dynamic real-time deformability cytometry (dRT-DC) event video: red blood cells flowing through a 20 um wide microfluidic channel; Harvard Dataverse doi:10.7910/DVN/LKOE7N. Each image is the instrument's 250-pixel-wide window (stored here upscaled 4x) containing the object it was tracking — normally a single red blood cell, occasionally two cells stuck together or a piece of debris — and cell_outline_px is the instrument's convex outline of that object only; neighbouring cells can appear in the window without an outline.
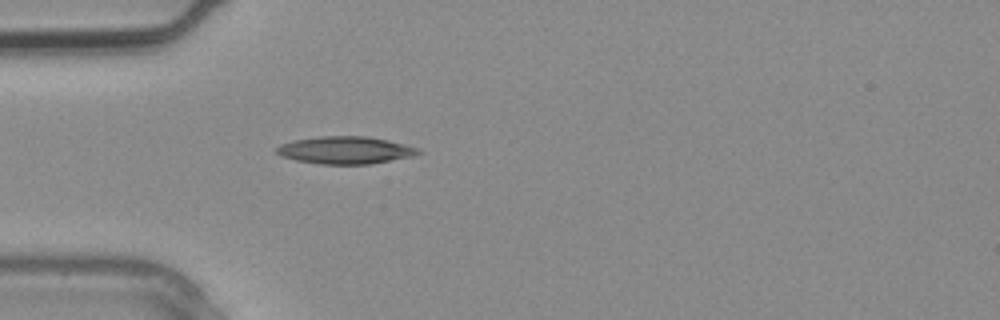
{"species": "common noctule bat (a hibernating species)", "species_latin": "Nyctalus noctula", "temperature_condition": "warm", "stored_images_in_passage": 1, "camera_frame_rate_fps": 3000, "um_per_image_px": 0.085, "animal": {"sex": "male", "body_mass_g": 20.4}, "frame": {"image": 1, "passage_image": 1, "time_ms": 0.0, "image_size_px": [1000, 320], "cell_outline_px": [[424, 152], [412, 156], [372, 164], [320, 164], [296, 160], [280, 156], [276, 152], [276, 148], [280, 144], [292, 140], [320, 136], [368, 136], [388, 140], [420, 148]], "centroid_in_image_um": [29.36, 12.76], "position_along_channel_um": 55.6, "area_um2": 22.83}}